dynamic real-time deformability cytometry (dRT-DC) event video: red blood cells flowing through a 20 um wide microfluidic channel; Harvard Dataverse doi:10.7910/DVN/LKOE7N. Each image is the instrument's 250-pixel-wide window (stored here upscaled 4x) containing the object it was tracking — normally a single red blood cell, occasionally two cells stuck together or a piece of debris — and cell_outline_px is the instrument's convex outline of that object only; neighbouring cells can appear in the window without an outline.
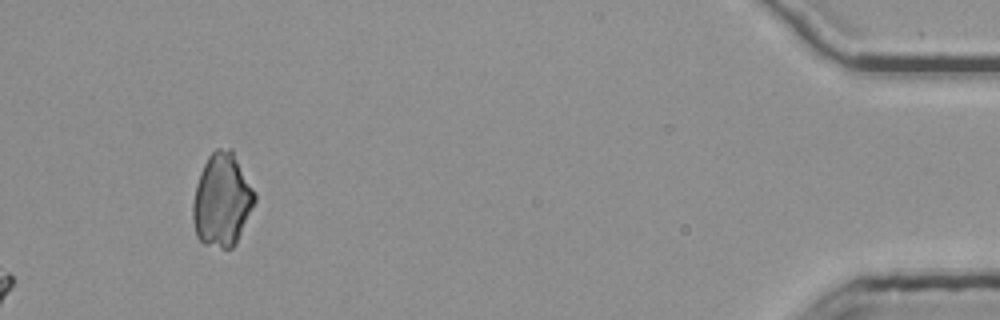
{"species": "common noctule bat (a hibernating species)", "species_latin": "Nyctalus noctula", "temperature_condition": "room temperature", "stored_images_in_passage": 56, "segment_of_instrument_passage": [2, 2], "camera_frame_rate_fps": 3000, "um_per_image_px": 0.085, "animal": {"sex": "female", "body_mass_g": 25.1}, "frame": {"image": 1, "passage_image": 56, "time_ms": 18.333, "image_size_px": [1000, 320], "cell_outline_px": [[256, 200], [236, 244], [232, 248], [220, 248], [204, 244], [196, 236], [192, 220], [192, 204], [196, 184], [200, 172], [208, 156], [216, 148], [232, 148], [256, 192]], "centroid_in_image_um": [18.87, 16.99], "position_along_channel_um": 416.3, "area_um2": 33.99}}